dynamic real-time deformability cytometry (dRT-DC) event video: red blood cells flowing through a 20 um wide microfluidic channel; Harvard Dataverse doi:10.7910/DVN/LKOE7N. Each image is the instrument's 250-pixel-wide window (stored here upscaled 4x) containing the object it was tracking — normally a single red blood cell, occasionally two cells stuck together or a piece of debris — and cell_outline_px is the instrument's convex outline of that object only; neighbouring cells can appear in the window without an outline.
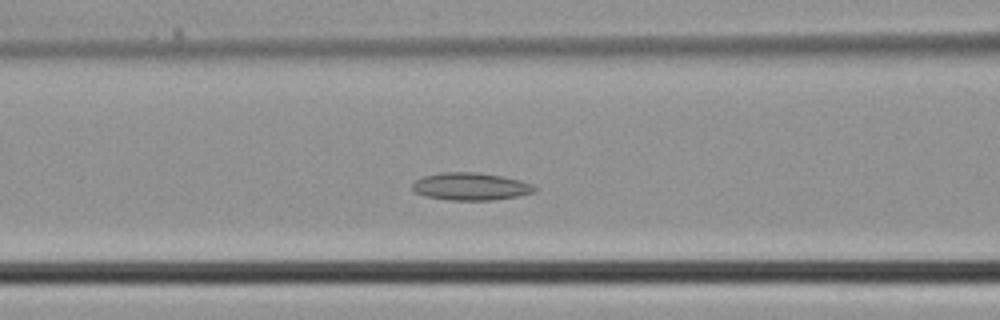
{"species": "common noctule bat (a hibernating species)", "species_latin": "Nyctalus noctula", "temperature_condition": "cold", "stored_images_in_passage": 35, "camera_frame_rate_fps": 3000, "um_per_image_px": 0.085, "animal": {"sex": "male", "body_mass_g": 21.5, "forearm_length_mm": 52.0}, "frame": {"image": 1, "passage_image": 12, "time_ms": 3.667, "image_size_px": [1000, 320], "cell_outline_px": [[540, 188], [536, 192], [520, 196], [492, 200], [452, 200], [424, 196], [416, 192], [412, 188], [412, 184], [416, 180], [424, 176], [440, 172], [476, 172], [500, 176], [520, 180], [532, 184]], "centroid_in_image_um": [40.05, 15.85], "position_along_channel_um": 126.5, "area_um2": 19.71}}
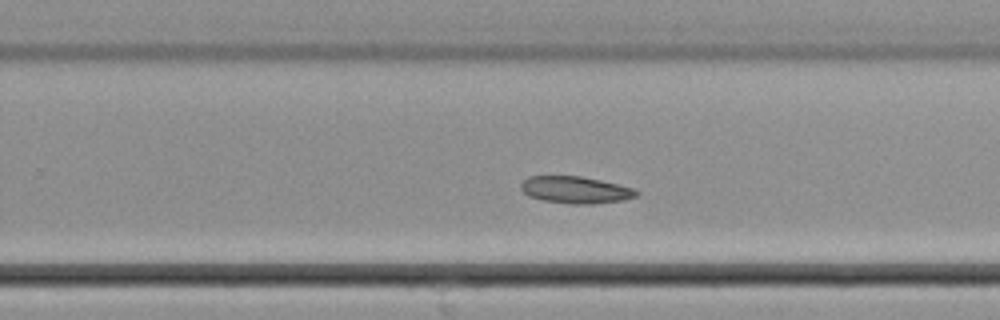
{"frame": {"image": 2, "passage_image": 21, "time_ms": 6.667, "image_size_px": [1000, 320], "cell_outline_px": [[640, 192], [636, 196], [624, 200], [592, 204], [568, 204], [544, 200], [528, 196], [520, 188], [520, 184], [528, 176], [580, 176], [600, 180], [632, 188]], "centroid_in_image_um": [48.9, 16.14], "position_along_channel_um": 280.9, "area_um2": 18.09}}
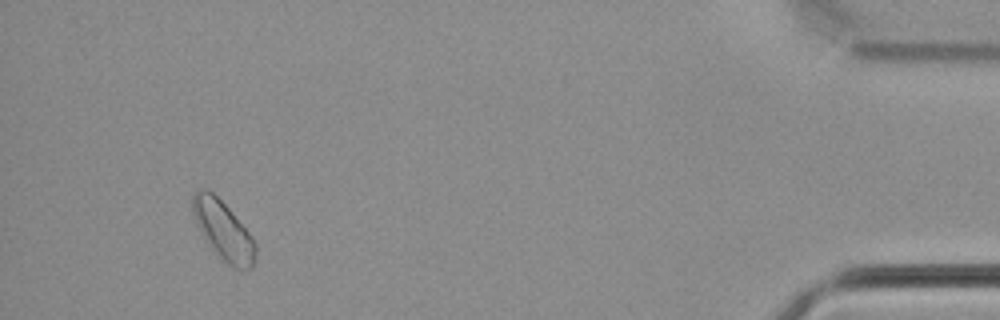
{"frame": {"image": 3, "passage_image": 33, "time_ms": 10.667, "image_size_px": [1000, 320], "cell_outline_px": [[256, 256], [252, 268], [244, 272], [240, 272], [232, 268], [220, 260], [212, 252], [196, 224], [192, 212], [192, 192], [196, 188], [204, 188], [212, 192], [228, 208], [252, 236], [256, 244]], "centroid_in_image_um": [18.97, 19.65], "position_along_channel_um": 416.2, "area_um2": 22.25}}